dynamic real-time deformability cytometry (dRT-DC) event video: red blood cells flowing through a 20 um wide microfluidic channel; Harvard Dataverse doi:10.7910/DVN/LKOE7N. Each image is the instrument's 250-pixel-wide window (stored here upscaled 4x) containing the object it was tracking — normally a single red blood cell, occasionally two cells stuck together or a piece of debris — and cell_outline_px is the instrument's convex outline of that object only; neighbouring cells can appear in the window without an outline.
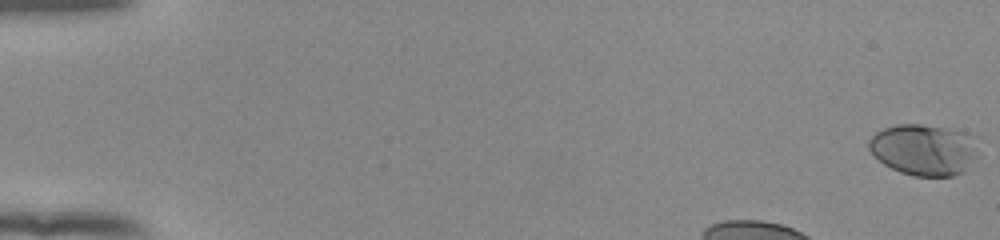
{"species": "human", "species_latin": "Homo sapiens", "temperature_condition": "room temperature", "stored_images_in_passage": 4, "camera_frame_rate_fps": 3000, "um_per_image_px": 0.085, "donor": {"sex": "female"}, "frame": {"image": 1, "passage_image": 1, "time_ms": 0.0, "image_size_px": [1000, 240], "cell_outline_px": [[980, 156], [964, 172], [952, 176], [912, 176], [900, 172], [884, 164], [868, 148], [868, 140], [876, 132], [884, 128], [896, 124], [920, 124], [968, 132]], "centroid_in_image_um": [78.55, 12.73], "position_along_channel_um": 6.5, "area_um2": 32.77}}